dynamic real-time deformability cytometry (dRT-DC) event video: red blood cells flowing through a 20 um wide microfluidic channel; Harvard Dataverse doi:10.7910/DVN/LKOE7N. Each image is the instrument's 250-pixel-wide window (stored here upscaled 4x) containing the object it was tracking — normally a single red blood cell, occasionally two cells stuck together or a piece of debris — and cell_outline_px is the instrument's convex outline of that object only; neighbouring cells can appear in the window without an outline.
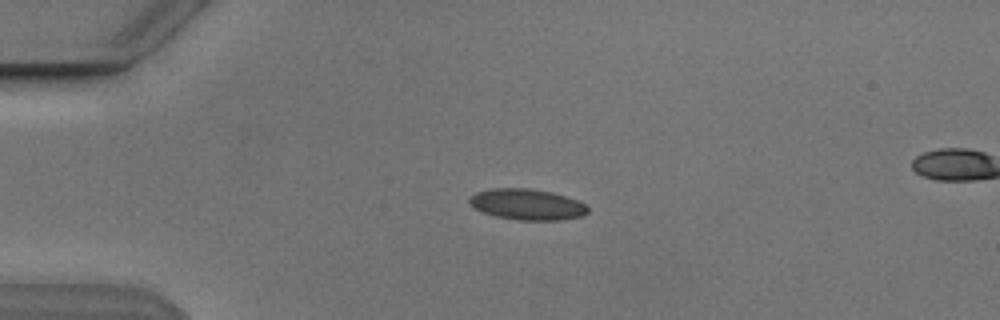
{"species": "Egyptian fruit bat (a non-hibernating species)", "species_latin": "Rousettus aegyptiacus", "temperature_condition": "cold", "stored_images_in_passage": 46, "camera_frame_rate_fps": 3000, "um_per_image_px": 0.085, "animal": {"sex": "male"}, "frame": {"image": 1, "passage_image": 6, "time_ms": 1.667, "image_size_px": [1000, 320], "cell_outline_px": [[588, 212], [580, 216], [560, 220], [516, 220], [496, 216], [484, 212], [476, 208], [468, 200], [476, 192], [492, 188], [528, 188], [552, 192], [576, 200], [584, 204], [588, 208]], "centroid_in_image_um": [44.8, 17.37], "position_along_channel_um": 40.2, "area_um2": 21.04}}
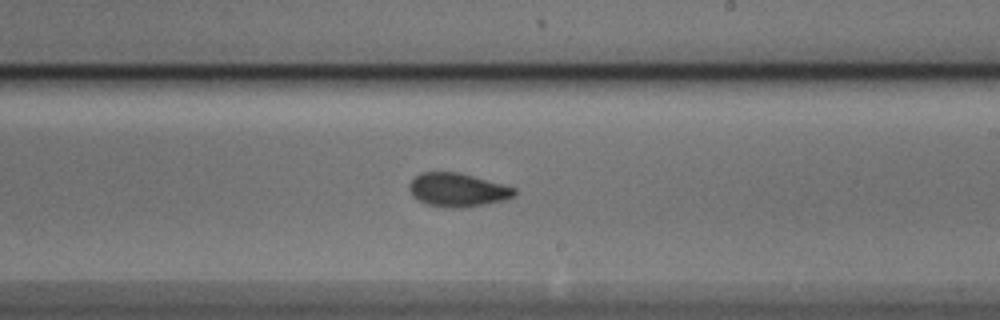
{"frame": {"image": 2, "passage_image": 25, "time_ms": 8.0, "image_size_px": [1000, 320], "cell_outline_px": [[516, 196], [504, 200], [484, 204], [460, 208], [444, 208], [424, 204], [416, 200], [412, 196], [408, 188], [408, 184], [420, 172], [456, 172], [472, 176], [516, 188]], "centroid_in_image_um": [38.84, 16.16], "position_along_channel_um": 250.2, "area_um2": 20.69}}
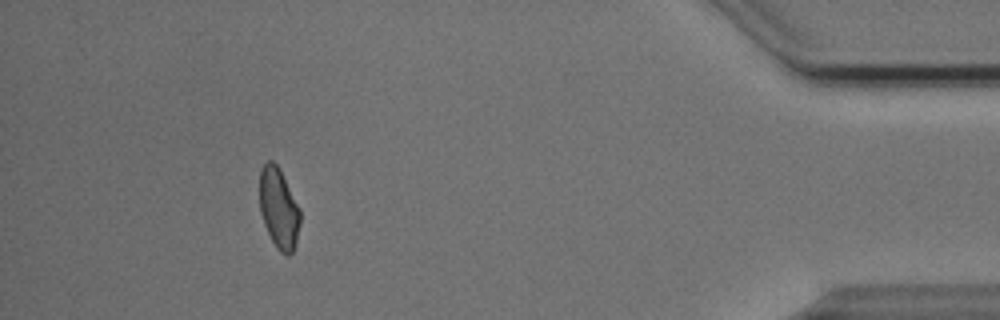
{"frame": {"image": 3, "passage_image": 42, "time_ms": 13.667, "image_size_px": [1000, 320], "cell_outline_px": [[300, 224], [296, 244], [292, 252], [288, 256], [280, 252], [276, 248], [264, 224], [260, 212], [260, 168], [268, 160], [272, 160], [276, 164], [300, 208]], "centroid_in_image_um": [23.7, 17.74], "position_along_channel_um": 411.5, "area_um2": 18.9}, "authors_computed_cell_mechanics": {"area_um2": 20.1144, "velocity_mm_per_s": 3.8418, "shape_relaxation_time_tau1_ms": 4.6663, "shape_relaxation_time_tau2_ms": 1.3074, "deformation_change_tau1": 0.1219, "deformation_change_tau2": 0.0591}}